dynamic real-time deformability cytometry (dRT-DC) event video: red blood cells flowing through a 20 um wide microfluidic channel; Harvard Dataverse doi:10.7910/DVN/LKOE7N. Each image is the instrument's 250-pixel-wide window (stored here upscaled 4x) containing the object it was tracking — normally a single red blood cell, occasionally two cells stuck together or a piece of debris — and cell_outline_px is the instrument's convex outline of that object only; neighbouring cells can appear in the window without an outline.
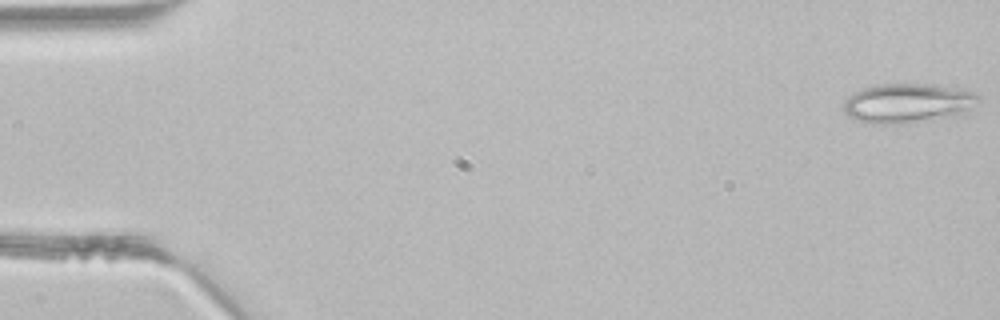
{"species": "common noctule bat (a hibernating species)", "species_latin": "Nyctalus noctula", "temperature_condition": "room temperature", "stored_images_in_passage": 4, "camera_frame_rate_fps": 3000, "um_per_image_px": 0.085, "animal": {"sex": "male", "body_mass_g": 21.5, "forearm_length_mm": 52.0}, "frame": {"image": 1, "passage_image": 1, "time_ms": 0.0, "image_size_px": [1000, 320], "cell_outline_px": [[980, 100], [964, 116], [900, 124], [864, 124], [852, 120], [844, 112], [844, 100], [848, 96], [864, 88], [876, 84], [932, 84], [972, 92], [980, 96]], "centroid_in_image_um": [77.16, 8.81], "position_along_channel_um": 7.8, "area_um2": 31.73}}